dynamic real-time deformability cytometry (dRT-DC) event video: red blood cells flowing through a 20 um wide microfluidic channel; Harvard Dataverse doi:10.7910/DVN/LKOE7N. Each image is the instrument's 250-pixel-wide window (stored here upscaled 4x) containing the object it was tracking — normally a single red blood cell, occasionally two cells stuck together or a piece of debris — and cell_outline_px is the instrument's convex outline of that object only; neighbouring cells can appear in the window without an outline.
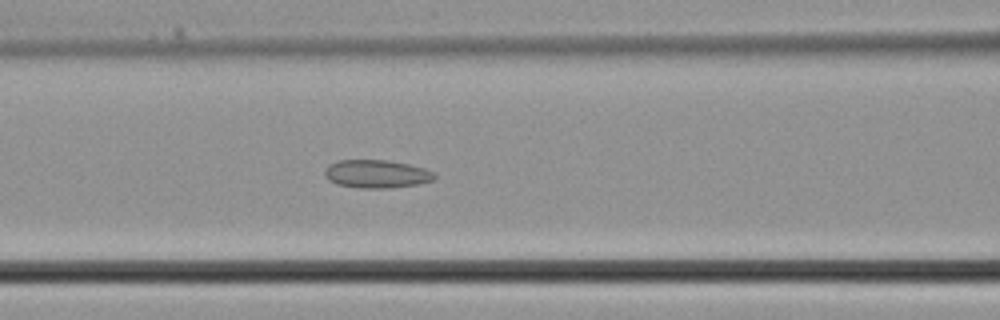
{"species": "common noctule bat (a hibernating species)", "species_latin": "Nyctalus noctula", "temperature_condition": "cold", "stored_images_in_passage": 30, "camera_frame_rate_fps": 3000, "um_per_image_px": 0.085, "animal": {"sex": "male", "body_mass_g": 21.5, "forearm_length_mm": 52.0}, "frame": {"image": 1, "passage_image": 10, "time_ms": 3.0, "image_size_px": [1000, 320], "cell_outline_px": [[436, 176], [432, 180], [416, 184], [388, 188], [360, 188], [336, 184], [328, 180], [324, 176], [324, 168], [328, 164], [336, 160], [388, 160], [408, 164], [424, 168], [436, 172]], "centroid_in_image_um": [31.96, 14.77], "position_along_channel_um": 134.6, "area_um2": 18.15}}
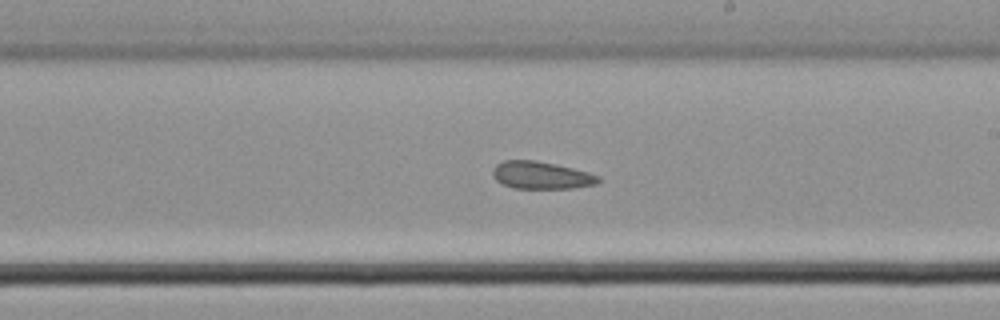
{"frame": {"image": 2, "passage_image": 16, "time_ms": 5.0, "image_size_px": [1000, 320], "cell_outline_px": [[600, 180], [596, 184], [572, 188], [512, 188], [496, 180], [492, 176], [492, 168], [496, 164], [504, 160], [536, 160], [556, 164], [588, 172], [600, 176]], "centroid_in_image_um": [45.98, 14.89], "position_along_channel_um": 243.0, "area_um2": 16.94}}
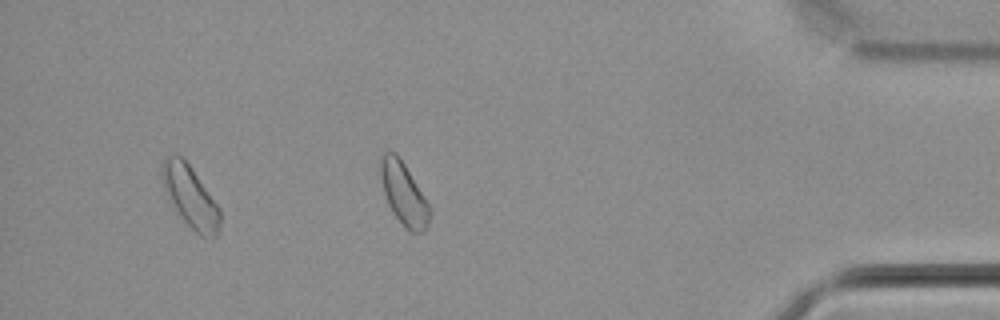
{"frame": {"image": 3, "passage_image": 27, "time_ms": 8.667, "image_size_px": [1000, 320], "cell_outline_px": [[220, 224], [216, 236], [212, 240], [200, 236], [176, 212], [168, 200], [160, 172], [160, 164], [168, 156], [180, 156], [188, 164], [220, 208]], "centroid_in_image_um": [16.16, 16.76], "position_along_channel_um": 419.0, "area_um2": 20.63}}